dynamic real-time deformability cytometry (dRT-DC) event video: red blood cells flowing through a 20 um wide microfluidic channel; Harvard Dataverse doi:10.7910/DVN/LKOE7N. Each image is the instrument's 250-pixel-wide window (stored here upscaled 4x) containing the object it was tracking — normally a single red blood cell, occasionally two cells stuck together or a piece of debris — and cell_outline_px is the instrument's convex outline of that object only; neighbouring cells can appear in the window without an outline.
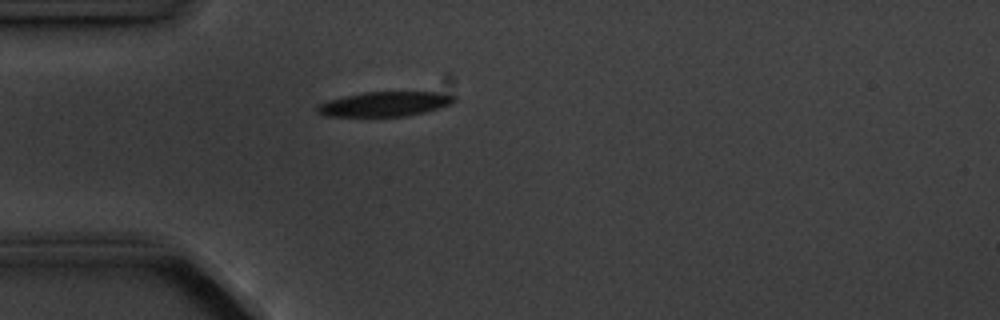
{"species": "common noctule bat (a hibernating species)", "species_latin": "Nyctalus noctula", "temperature_condition": "cold", "stored_images_in_passage": 2, "camera_frame_rate_fps": 3000, "um_per_image_px": 0.085, "animal": {"sex": "male", "body_mass_g": 20.1, "forearm_length_mm": 53.5}, "frame": {"image": 1, "passage_image": 2, "time_ms": 1.0, "image_size_px": [1000, 320], "cell_outline_px": [[456, 100], [452, 104], [424, 112], [404, 116], [324, 116], [316, 112], [316, 108], [320, 104], [328, 100], [344, 96], [364, 92], [436, 92], [456, 96]], "centroid_in_image_um": [32.7, 8.84], "position_along_channel_um": 52.3, "area_um2": 19.59}}